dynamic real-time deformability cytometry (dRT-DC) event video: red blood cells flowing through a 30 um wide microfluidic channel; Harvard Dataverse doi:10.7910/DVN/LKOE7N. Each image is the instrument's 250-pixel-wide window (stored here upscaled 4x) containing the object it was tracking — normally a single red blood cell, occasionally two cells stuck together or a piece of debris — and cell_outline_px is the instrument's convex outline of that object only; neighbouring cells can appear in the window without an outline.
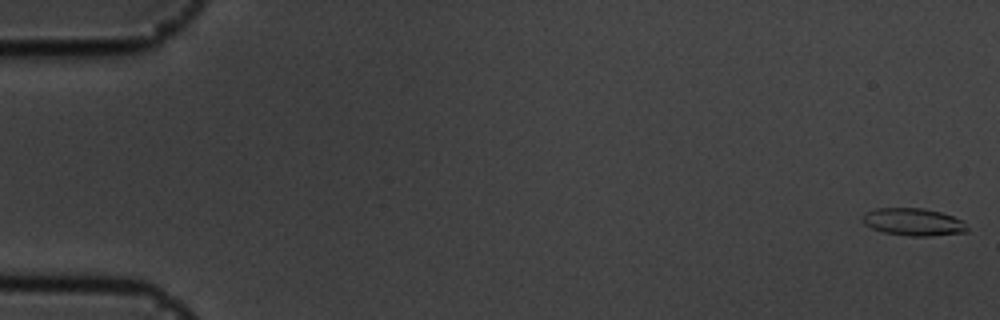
{"species": "common noctule bat (a hibernating species)", "species_latin": "Nyctalus noctula", "temperature_condition": "cold", "stored_images_in_passage": 57, "camera_frame_rate_fps": 3000, "um_per_image_px": 0.085, "animal": {"sex": "male", "body_mass_g": 19.5, "forearm_length_mm": 54.6}, "frame": {"image": 1, "passage_image": 1, "time_ms": 0.0, "image_size_px": [1000, 320], "cell_outline_px": [[968, 232], [928, 236], [912, 236], [884, 232], [872, 228], [864, 224], [864, 216], [868, 212], [876, 208], [924, 208], [940, 212], [964, 220], [968, 228]], "centroid_in_image_um": [77.7, 18.87], "position_along_channel_um": 7.3, "area_um2": 16.59}}
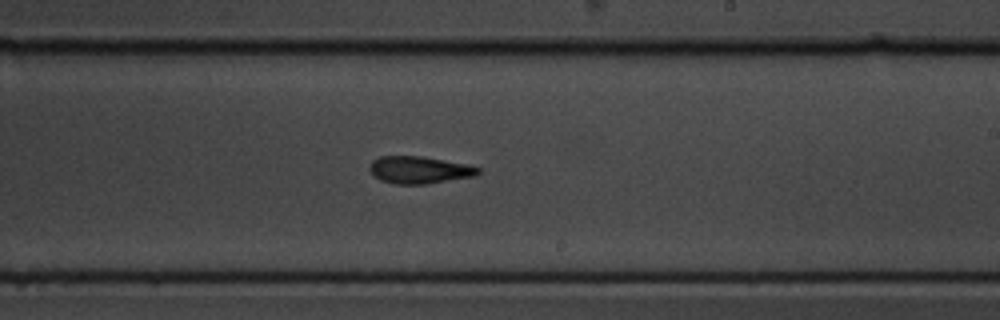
{"frame": {"image": 2, "passage_image": 34, "time_ms": 11.0, "image_size_px": [1000, 320], "cell_outline_px": [[480, 172], [476, 176], [424, 184], [396, 184], [380, 180], [368, 168], [372, 160], [380, 156], [420, 156], [468, 164], [480, 168]], "centroid_in_image_um": [35.65, 14.44], "position_along_channel_um": 253.3, "area_um2": 17.17}}
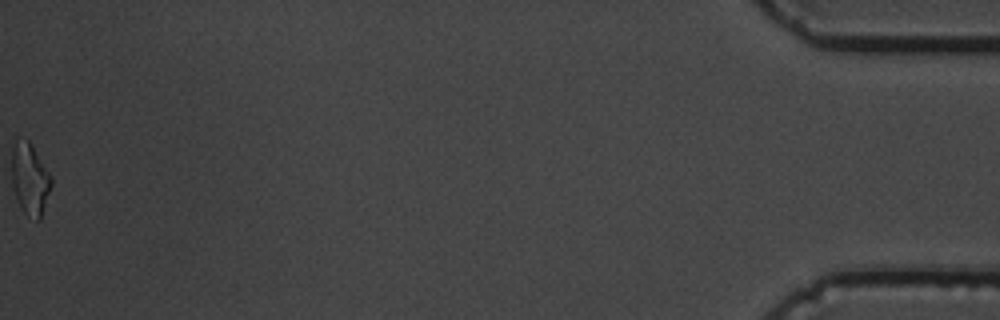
{"frame": {"image": 3, "passage_image": 57, "time_ms": 18.667, "image_size_px": [1000, 320], "cell_outline_px": [[52, 184], [40, 220], [36, 220], [24, 212], [20, 208], [16, 200], [12, 188], [12, 148], [16, 140], [28, 140], [32, 144], [52, 176]], "centroid_in_image_um": [2.54, 15.23], "position_along_channel_um": 432.7, "area_um2": 16.65}, "authors_computed_cell_mechanics": {"area_um2": 17.1088, "velocity_mm_per_s": 3.5967, "shape_relaxation_time_tau1_ms": 7.4267, "shape_relaxation_time_tau2_ms": 3.7176, "deformation_change_tau1": 0.2313, "deformation_change_tau2": 0.1343}}